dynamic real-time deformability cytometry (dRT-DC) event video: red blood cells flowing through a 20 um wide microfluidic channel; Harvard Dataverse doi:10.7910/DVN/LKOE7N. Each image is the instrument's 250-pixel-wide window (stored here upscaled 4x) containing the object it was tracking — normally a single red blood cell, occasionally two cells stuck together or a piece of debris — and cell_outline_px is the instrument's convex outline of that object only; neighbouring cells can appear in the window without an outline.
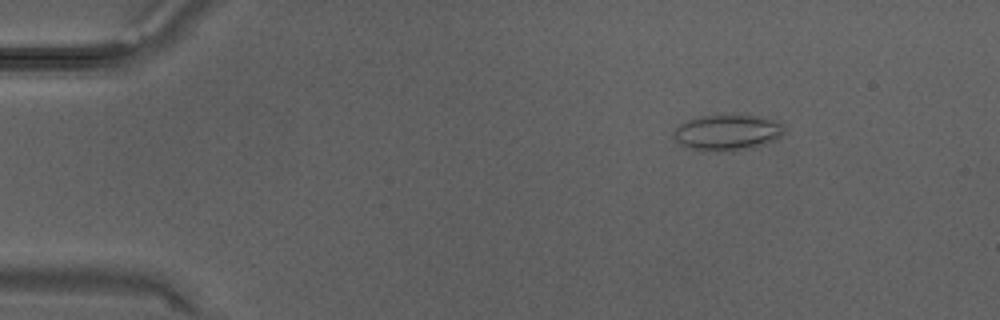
{"species": "Egyptian fruit bat (a non-hibernating species)", "species_latin": "Rousettus aegyptiacus", "temperature_condition": "warm", "stored_images_in_passage": 30, "camera_frame_rate_fps": 3000, "um_per_image_px": 0.085, "animal": {"sex": "male"}, "frame": {"image": 1, "passage_image": 2, "time_ms": 0.333, "image_size_px": [1000, 320], "cell_outline_px": [[784, 132], [780, 136], [756, 148], [732, 152], [700, 152], [688, 148], [680, 144], [672, 136], [672, 132], [680, 124], [688, 120], [700, 116], [736, 112], [780, 120], [784, 124]], "centroid_in_image_um": [61.83, 11.25], "position_along_channel_um": 23.2, "area_um2": 24.45}}
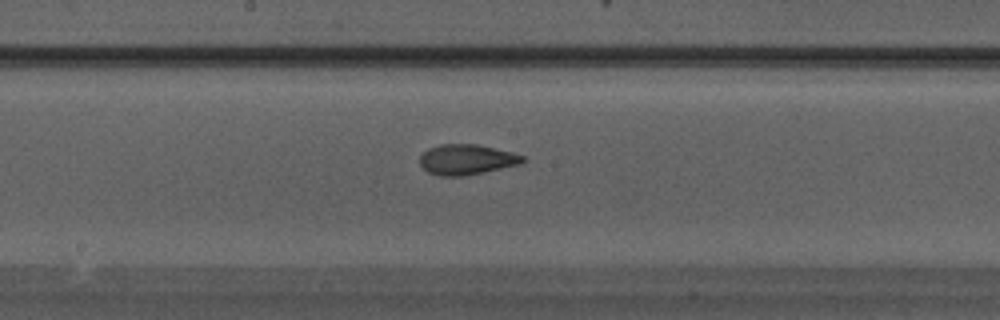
{"frame": {"image": 2, "passage_image": 15, "time_ms": 4.667, "image_size_px": [1000, 320], "cell_outline_px": [[528, 160], [520, 164], [464, 176], [440, 176], [428, 172], [420, 164], [420, 156], [428, 148], [440, 144], [476, 144], [512, 152], [524, 156]], "centroid_in_image_um": [39.67, 13.56], "position_along_channel_um": 208.5, "area_um2": 18.15}}
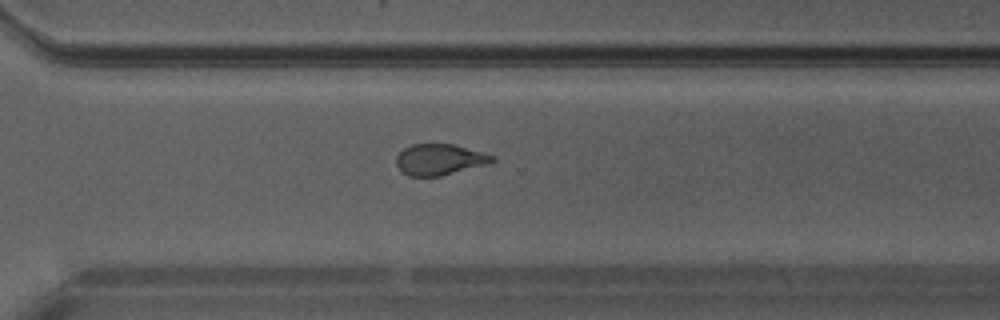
{"frame": {"image": 3, "passage_image": 21, "time_ms": 6.667, "image_size_px": [1000, 320], "cell_outline_px": [[496, 160], [484, 164], [440, 176], [408, 176], [396, 164], [396, 156], [404, 148], [412, 144], [452, 144], [480, 152], [492, 156]], "centroid_in_image_um": [37.29, 13.55], "position_along_channel_um": 333.3, "area_um2": 16.82}}